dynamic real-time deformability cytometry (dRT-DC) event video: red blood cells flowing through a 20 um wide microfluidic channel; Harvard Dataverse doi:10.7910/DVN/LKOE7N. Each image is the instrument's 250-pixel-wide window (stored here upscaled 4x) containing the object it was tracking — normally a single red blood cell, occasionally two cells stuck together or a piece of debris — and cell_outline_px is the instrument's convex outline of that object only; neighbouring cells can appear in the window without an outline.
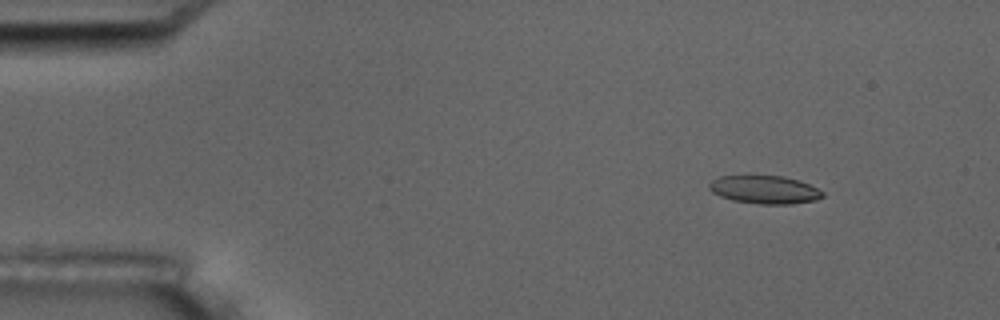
{"species": "common noctule bat (a hibernating species)", "species_latin": "Nyctalus noctula", "temperature_condition": "room temperature", "stored_images_in_passage": 5, "camera_frame_rate_fps": 3000, "um_per_image_px": 0.085, "animal": {"sex": "male", "body_mass_g": 17.5, "forearm_length_mm": 52.3}, "frame": {"image": 1, "passage_image": 2, "time_ms": 1.0, "image_size_px": [1000, 320], "cell_outline_px": [[824, 196], [816, 200], [792, 204], [760, 204], [732, 200], [720, 196], [712, 192], [708, 188], [708, 184], [712, 180], [720, 176], [780, 176], [800, 180], [824, 192]], "centroid_in_image_um": [64.99, 16.13], "position_along_channel_um": 20.0, "area_um2": 18.55}}